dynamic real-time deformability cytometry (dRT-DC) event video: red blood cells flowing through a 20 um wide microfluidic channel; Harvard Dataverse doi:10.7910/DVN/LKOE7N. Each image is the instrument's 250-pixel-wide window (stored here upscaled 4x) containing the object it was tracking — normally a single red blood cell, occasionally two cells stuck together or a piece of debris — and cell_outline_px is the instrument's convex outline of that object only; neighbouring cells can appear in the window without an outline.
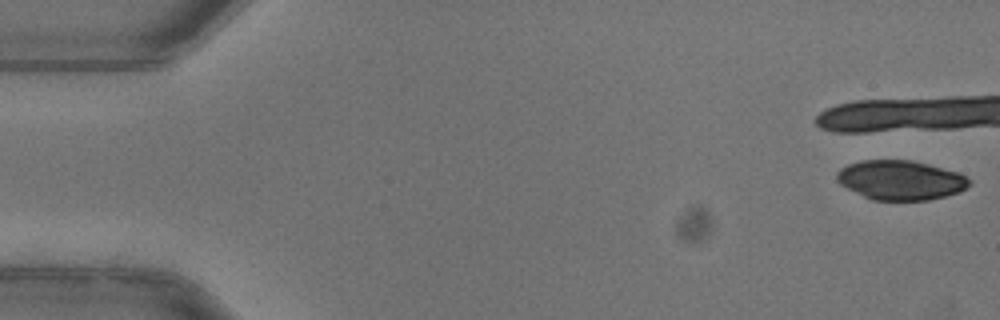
{"species": "common noctule bat (a hibernating species)", "species_latin": "Nyctalus noctula", "temperature_condition": "warm", "stored_images_in_passage": 6, "camera_frame_rate_fps": 3000, "um_per_image_px": 0.085, "animal": {"sex": "female"}, "frame": {"image": 1, "passage_image": 1, "time_ms": 0.0, "image_size_px": [1000, 320], "cell_outline_px": [[972, 184], [960, 192], [928, 200], [872, 200], [840, 184], [836, 180], [836, 172], [840, 168], [848, 164], [860, 160], [912, 160], [928, 164], [956, 172], [972, 180]], "centroid_in_image_um": [76.54, 15.3], "position_along_channel_um": 8.5, "area_um2": 30.46}}